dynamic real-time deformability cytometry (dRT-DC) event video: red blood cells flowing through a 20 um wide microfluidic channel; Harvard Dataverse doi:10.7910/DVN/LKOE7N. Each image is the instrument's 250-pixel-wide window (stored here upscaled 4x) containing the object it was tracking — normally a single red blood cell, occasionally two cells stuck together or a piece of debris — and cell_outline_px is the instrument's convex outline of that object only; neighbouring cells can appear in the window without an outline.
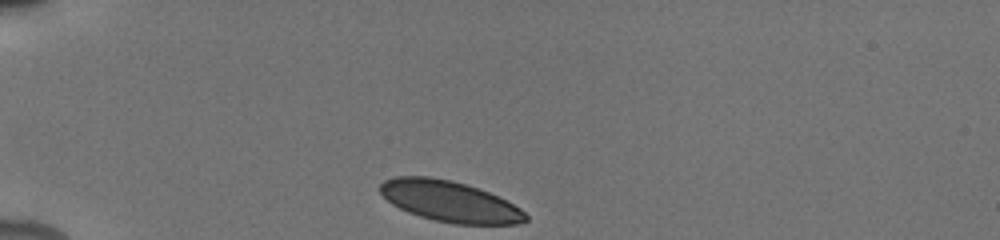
{"species": "human", "species_latin": "Homo sapiens", "temperature_condition": "cold", "stored_images_in_passage": 30, "camera_frame_rate_fps": 3000, "um_per_image_px": 0.085, "donor": {"sex": "male"}, "frame": {"image": 1, "passage_image": 1, "time_ms": 0.0, "image_size_px": [1000, 240], "cell_outline_px": [[528, 220], [516, 224], [456, 224], [436, 220], [420, 216], [408, 212], [392, 204], [380, 192], [380, 184], [384, 180], [396, 176], [428, 176], [452, 180], [488, 192], [520, 208], [528, 216]], "centroid_in_image_um": [38.2, 17.11], "position_along_channel_um": 46.8, "area_um2": 34.28}}
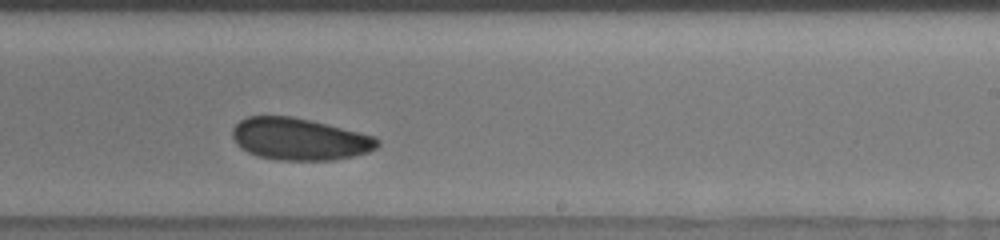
{"frame": {"image": 2, "passage_image": 17, "time_ms": 6.667, "image_size_px": [1000, 240], "cell_outline_px": [[380, 144], [376, 148], [368, 152], [352, 156], [332, 160], [280, 160], [256, 156], [240, 148], [236, 144], [232, 136], [232, 128], [240, 120], [248, 116], [292, 116], [376, 136], [380, 140]], "centroid_in_image_um": [25.44, 11.82], "position_along_channel_um": 263.6, "area_um2": 35.55}}
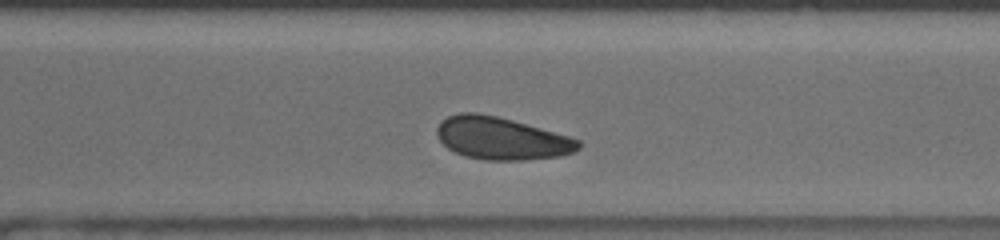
{"frame": {"image": 3, "passage_image": 22, "time_ms": 8.333, "image_size_px": [1000, 240], "cell_outline_px": [[580, 148], [576, 152], [560, 156], [524, 160], [484, 160], [464, 156], [448, 148], [440, 140], [436, 132], [436, 128], [440, 120], [448, 116], [460, 112], [476, 112], [496, 116], [512, 120], [568, 136], [580, 140]], "centroid_in_image_um": [42.6, 11.76], "position_along_channel_um": 328.0, "area_um2": 35.03}, "authors_computed_cell_mechanics": {"area_um2": 35.547, "velocity_mm_per_s": 3.853, "shape_relaxation_time_tau1_ms": 6.2235, "shape_relaxation_time_tau2_ms": 10.7737, "deformation_change_tau1": 0.0755, "deformation_change_tau2": 0.1211}}